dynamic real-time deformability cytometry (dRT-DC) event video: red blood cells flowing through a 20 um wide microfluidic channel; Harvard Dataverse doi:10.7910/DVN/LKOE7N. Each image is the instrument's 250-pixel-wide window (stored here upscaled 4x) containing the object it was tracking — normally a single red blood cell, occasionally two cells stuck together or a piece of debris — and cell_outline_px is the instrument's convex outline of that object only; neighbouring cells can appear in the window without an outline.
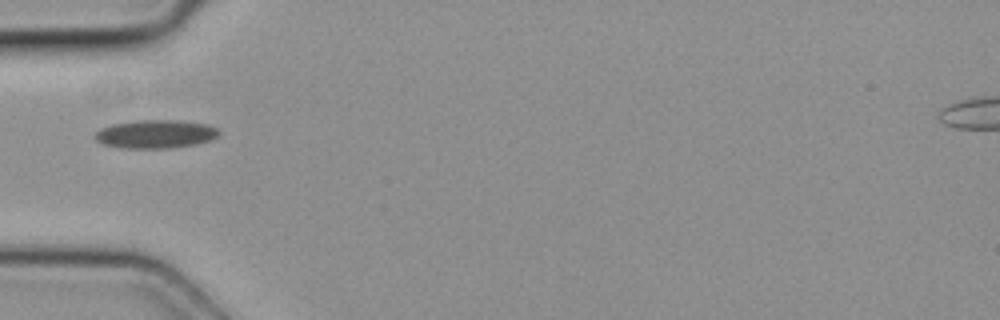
{"species": "common noctule bat (a hibernating species)", "species_latin": "Nyctalus noctula", "temperature_condition": "cold", "stored_images_in_passage": 2, "camera_frame_rate_fps": 3000, "um_per_image_px": 0.085, "animal": {"sex": "female", "body_mass_g": 19.3, "forearm_length_mm": 54.1}, "frame": {"image": 1, "passage_image": 1, "time_ms": 0.0, "image_size_px": [1000, 320], "cell_outline_px": [[220, 132], [216, 136], [208, 140], [192, 144], [168, 148], [128, 148], [104, 144], [96, 140], [96, 132], [100, 128], [112, 124], [136, 120], [180, 120], [208, 124], [216, 128]], "centroid_in_image_um": [13.21, 11.37], "position_along_channel_um": 71.8, "area_um2": 20.17}}